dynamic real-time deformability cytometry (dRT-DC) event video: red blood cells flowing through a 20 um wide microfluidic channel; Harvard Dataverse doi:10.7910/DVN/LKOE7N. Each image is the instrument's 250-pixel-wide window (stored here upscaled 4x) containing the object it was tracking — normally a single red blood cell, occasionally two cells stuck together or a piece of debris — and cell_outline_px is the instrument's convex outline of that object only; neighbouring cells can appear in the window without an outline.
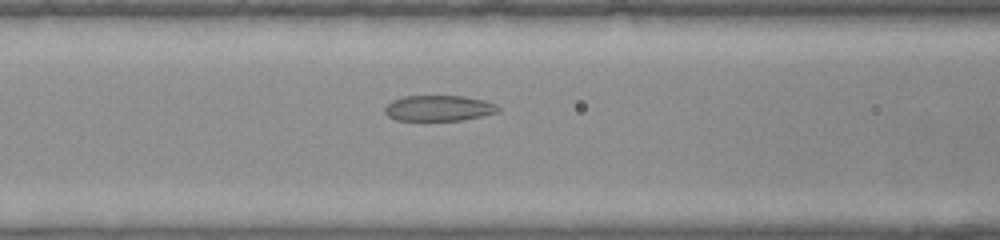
{"species": "common noctule bat (a hibernating species)", "species_latin": "Nyctalus noctula", "temperature_condition": "warm", "stored_images_in_passage": 29, "camera_frame_rate_fps": 3000, "um_per_image_px": 0.085, "animal": {"sex": "female", "body_mass_g": 22.0, "forearm_length_mm": 56.7}, "frame": {"image": 1, "passage_image": 5, "time_ms": 1.333, "image_size_px": [1000, 240], "cell_outline_px": [[500, 112], [460, 120], [396, 120], [388, 116], [384, 112], [384, 108], [392, 100], [404, 96], [464, 96], [484, 100], [496, 104], [500, 108]], "centroid_in_image_um": [37.3, 9.19], "position_along_channel_um": 129.3, "area_um2": 16.94}}
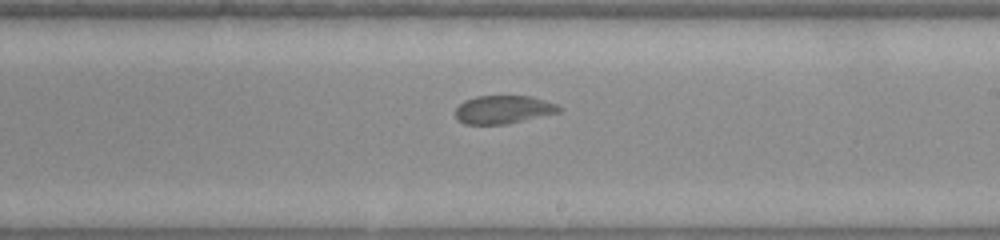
{"frame": {"image": 2, "passage_image": 12, "time_ms": 3.667, "image_size_px": [1000, 240], "cell_outline_px": [[564, 108], [560, 112], [508, 124], [464, 124], [456, 120], [456, 108], [464, 100], [476, 96], [532, 96], [556, 104]], "centroid_in_image_um": [42.79, 9.31], "position_along_channel_um": 246.2, "area_um2": 17.17}}
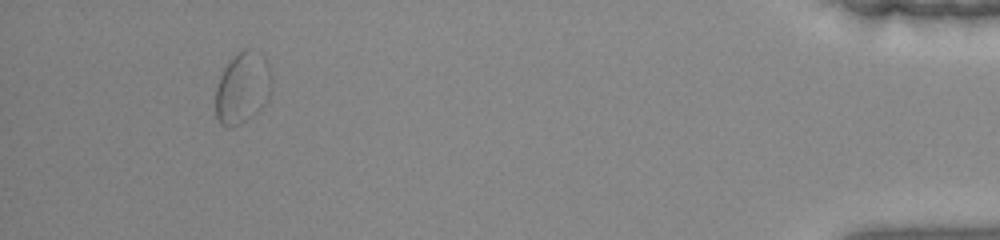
{"frame": {"image": 3, "passage_image": 26, "time_ms": 8.333, "image_size_px": [1000, 240], "cell_outline_px": [[272, 80], [268, 96], [260, 108], [256, 112], [240, 124], [232, 128], [228, 128], [220, 124], [216, 116], [216, 88], [220, 76], [224, 68], [232, 56], [244, 48], [256, 48], [264, 56], [268, 64]], "centroid_in_image_um": [20.6, 7.42], "position_along_channel_um": 414.6, "area_um2": 23.47}}